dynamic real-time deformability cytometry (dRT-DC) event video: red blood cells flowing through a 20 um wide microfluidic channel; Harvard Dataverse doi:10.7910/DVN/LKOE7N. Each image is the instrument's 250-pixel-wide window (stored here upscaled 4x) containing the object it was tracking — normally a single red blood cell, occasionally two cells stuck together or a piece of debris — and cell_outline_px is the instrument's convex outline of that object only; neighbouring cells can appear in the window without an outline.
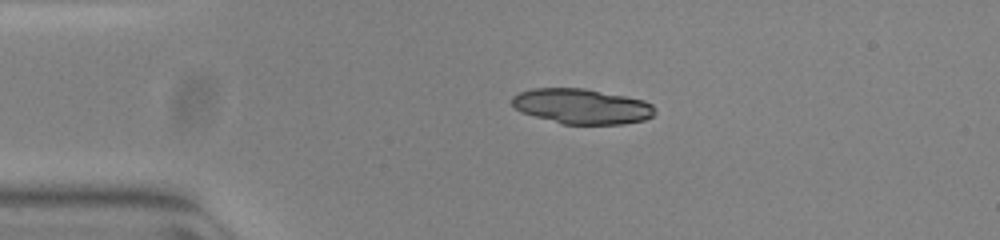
{"species": "common noctule bat (a hibernating species)", "species_latin": "Nyctalus noctula", "temperature_condition": "warm", "stored_images_in_passage": 42, "camera_frame_rate_fps": 3000, "um_per_image_px": 0.085, "animal": {"sex": "female", "body_mass_g": 23.0, "forearm_length_mm": 53.4}, "frame": {"image": 1, "passage_image": 1, "time_ms": 0.0, "image_size_px": [1000, 240], "cell_outline_px": [[656, 112], [652, 116], [644, 120], [624, 124], [560, 124], [520, 112], [512, 104], [512, 96], [520, 92], [532, 88], [584, 88], [644, 100], [652, 104], [656, 108]], "centroid_in_image_um": [49.45, 9.04], "position_along_channel_um": 35.5, "area_um2": 29.42}}